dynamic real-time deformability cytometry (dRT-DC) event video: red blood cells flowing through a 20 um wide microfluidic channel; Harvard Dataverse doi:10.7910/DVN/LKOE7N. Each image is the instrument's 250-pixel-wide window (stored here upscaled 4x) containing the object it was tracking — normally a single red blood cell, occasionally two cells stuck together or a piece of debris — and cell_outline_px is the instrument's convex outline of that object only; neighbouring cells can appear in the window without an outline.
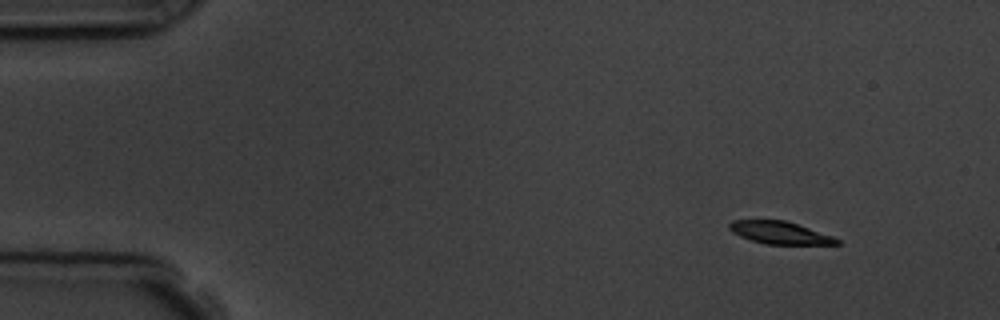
{"species": "common noctule bat (a hibernating species)", "species_latin": "Nyctalus noctula", "temperature_condition": "room temperature", "stored_images_in_passage": 4, "camera_frame_rate_fps": 3000, "um_per_image_px": 0.085, "animal": {"sex": "male", "body_mass_g": 19.5, "forearm_length_mm": 54.6}, "frame": {"image": 1, "passage_image": 1, "time_ms": 0.0, "image_size_px": [1000, 320], "cell_outline_px": [[840, 244], [764, 244], [740, 236], [732, 232], [728, 228], [728, 224], [732, 220], [784, 220], [832, 236], [840, 240]], "centroid_in_image_um": [66.24, 19.78], "position_along_channel_um": 18.8, "area_um2": 13.87}}
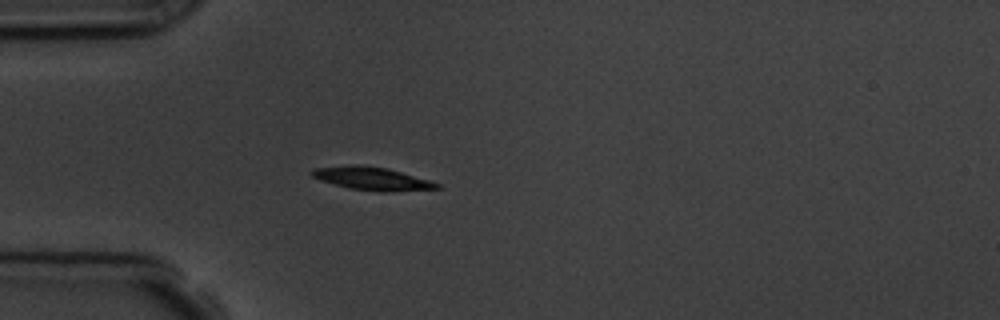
{"frame": {"image": 2, "passage_image": 4, "time_ms": 3.333, "image_size_px": [1000, 320], "cell_outline_px": [[440, 188], [380, 192], [348, 188], [320, 180], [312, 176], [308, 172], [312, 168], [352, 164], [360, 164], [388, 168], [428, 180], [440, 184]], "centroid_in_image_um": [31.54, 15.16], "position_along_channel_um": 53.5, "area_um2": 16.82}}